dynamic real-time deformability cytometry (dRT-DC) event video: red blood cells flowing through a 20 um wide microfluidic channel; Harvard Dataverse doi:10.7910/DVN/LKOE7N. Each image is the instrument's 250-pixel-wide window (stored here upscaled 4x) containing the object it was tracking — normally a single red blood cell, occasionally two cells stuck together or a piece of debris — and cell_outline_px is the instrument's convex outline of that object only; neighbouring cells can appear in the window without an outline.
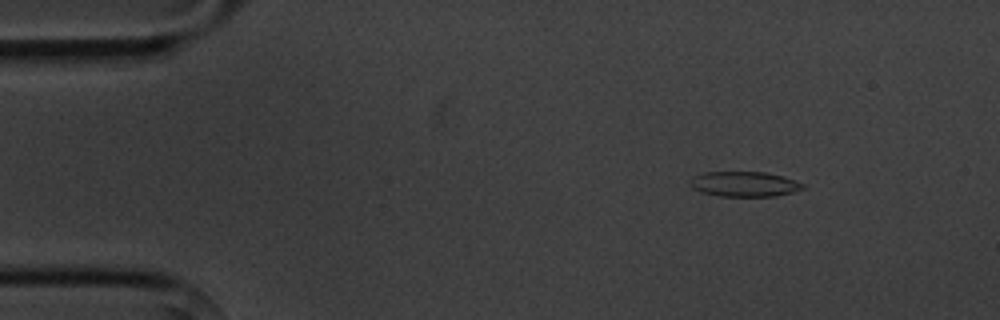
{"species": "common noctule bat (a hibernating species)", "species_latin": "Nyctalus noctula", "temperature_condition": "cold", "stored_images_in_passage": 14, "camera_frame_rate_fps": 3000, "um_per_image_px": 0.085, "animal": {"sex": "male", "body_mass_g": 20.1, "forearm_length_mm": 53.5}, "frame": {"image": 1, "passage_image": 2, "time_ms": 1.333, "image_size_px": [1000, 320], "cell_outline_px": [[804, 188], [792, 192], [776, 196], [720, 196], [700, 192], [692, 188], [688, 184], [688, 180], [704, 172], [764, 172], [796, 180], [804, 184]], "centroid_in_image_um": [63.23, 15.65], "position_along_channel_um": 21.8, "area_um2": 16.47}}
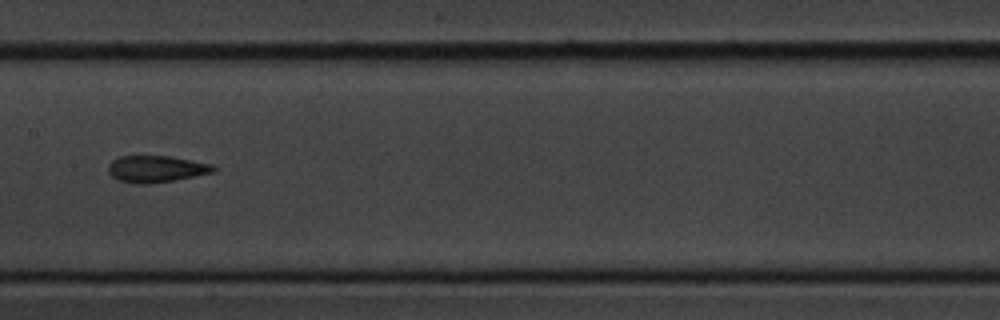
{"frame": {"image": 2, "passage_image": 7, "time_ms": 8.0, "image_size_px": [1000, 320], "cell_outline_px": [[216, 168], [212, 172], [172, 180], [148, 184], [136, 184], [120, 180], [112, 176], [108, 172], [108, 164], [112, 160], [120, 156], [172, 156], [212, 164]], "centroid_in_image_um": [13.23, 14.35], "position_along_channel_um": 194.2, "area_um2": 16.18}}
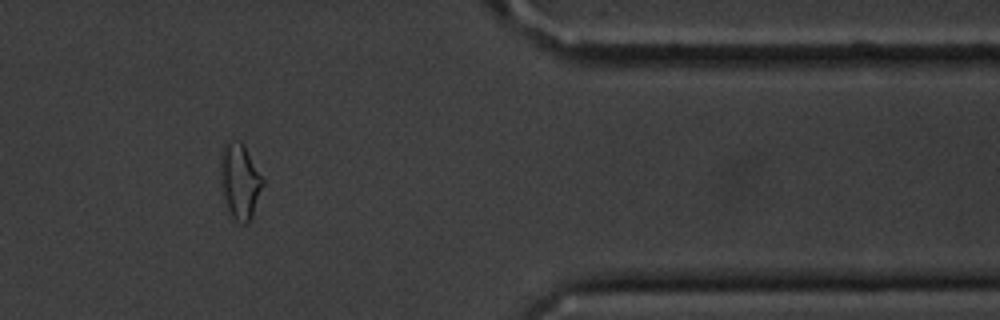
{"frame": {"image": 3, "passage_image": 12, "time_ms": 14.0, "image_size_px": [1000, 320], "cell_outline_px": [[264, 184], [252, 216], [248, 224], [244, 224], [232, 220], [224, 204], [220, 184], [220, 152], [224, 144], [228, 140], [240, 140], [244, 144], [264, 180]], "centroid_in_image_um": [20.35, 15.41], "position_along_channel_um": 391.0, "area_um2": 19.25}, "authors_computed_cell_mechanics": {"area_um2": 16.5308, "velocity_mm_per_s": 3.6547, "shape_relaxation_time_tau1_ms": 3.4018, "shape_relaxation_time_tau2_ms": null, "deformation_change_tau1": 0.1054, "deformation_change_tau2": null}}